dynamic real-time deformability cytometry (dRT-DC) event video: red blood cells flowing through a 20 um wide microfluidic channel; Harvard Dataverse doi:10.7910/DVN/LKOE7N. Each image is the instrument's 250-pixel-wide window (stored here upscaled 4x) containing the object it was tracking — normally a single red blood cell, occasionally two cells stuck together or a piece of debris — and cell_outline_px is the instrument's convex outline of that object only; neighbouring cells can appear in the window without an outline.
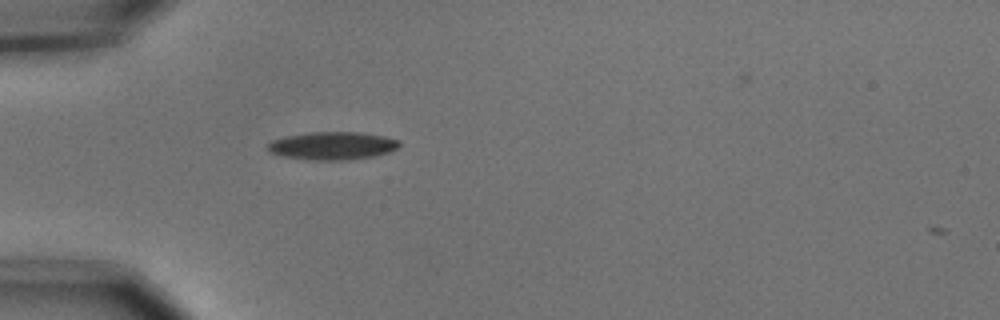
{"species": "common noctule bat (a hibernating species)", "species_latin": "Nyctalus noctula", "temperature_condition": "cold", "stored_images_in_passage": 2, "camera_frame_rate_fps": 3000, "um_per_image_px": 0.085, "animal": {"sex": "male", "body_mass_g": 15.6}, "frame": {"image": 1, "passage_image": 1, "time_ms": 0.0, "image_size_px": [1000, 320], "cell_outline_px": [[400, 148], [376, 156], [348, 160], [304, 160], [284, 156], [268, 152], [264, 148], [264, 144], [272, 140], [288, 136], [308, 132], [360, 132], [384, 136], [400, 140]], "centroid_in_image_um": [28.23, 12.39], "position_along_channel_um": 56.8, "area_um2": 21.85}}